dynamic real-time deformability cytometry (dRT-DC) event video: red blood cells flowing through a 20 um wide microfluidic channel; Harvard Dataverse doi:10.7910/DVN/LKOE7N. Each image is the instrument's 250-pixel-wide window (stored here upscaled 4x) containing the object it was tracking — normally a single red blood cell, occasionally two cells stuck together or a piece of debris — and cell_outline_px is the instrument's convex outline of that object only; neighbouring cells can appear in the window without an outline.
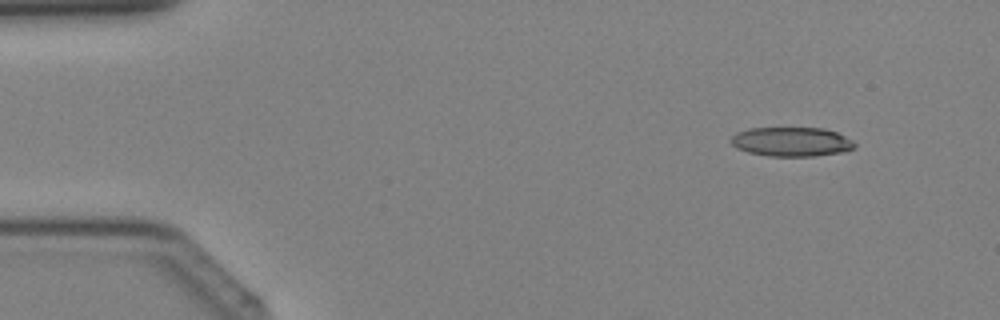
{"species": "Egyptian fruit bat (a non-hibernating species)", "species_latin": "Rousettus aegyptiacus", "temperature_condition": "cold", "stored_images_in_passage": 39, "camera_frame_rate_fps": 3000, "um_per_image_px": 0.085, "animal": {"sex": "female"}, "frame": {"image": 1, "passage_image": 4, "time_ms": 1.0, "image_size_px": [1000, 320], "cell_outline_px": [[856, 148], [848, 152], [812, 156], [768, 156], [748, 152], [736, 148], [728, 140], [736, 132], [748, 128], [824, 128], [836, 132], [852, 140], [856, 144]], "centroid_in_image_um": [67.28, 12.05], "position_along_channel_um": 17.7, "area_um2": 21.39}}
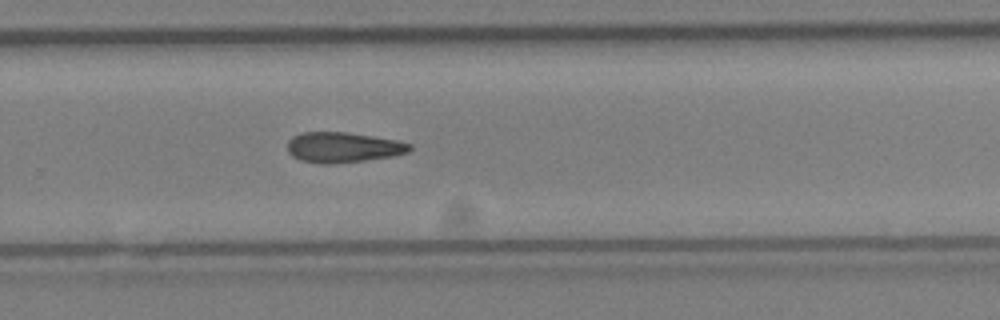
{"frame": {"image": 2, "passage_image": 26, "time_ms": 8.333, "image_size_px": [1000, 320], "cell_outline_px": [[412, 148], [408, 152], [392, 156], [364, 160], [332, 164], [320, 164], [300, 160], [292, 156], [288, 152], [288, 140], [292, 136], [300, 132], [348, 132], [396, 140], [412, 144]], "centroid_in_image_um": [29.13, 12.52], "position_along_channel_um": 300.7, "area_um2": 21.68}}
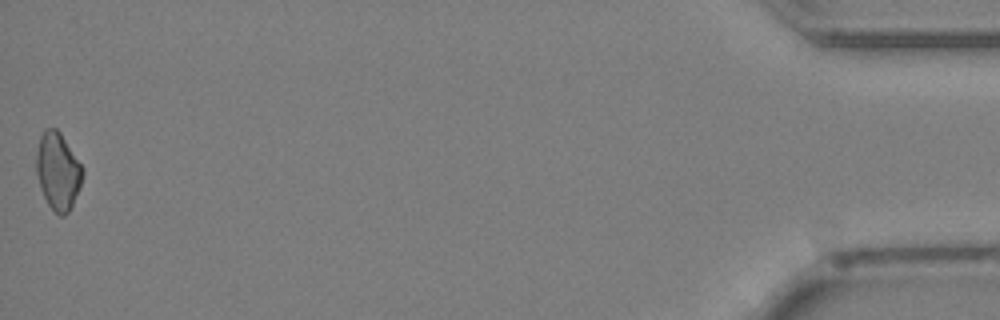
{"frame": {"image": 3, "passage_image": 39, "time_ms": 12.667, "image_size_px": [1000, 320], "cell_outline_px": [[84, 176], [72, 204], [68, 212], [64, 216], [60, 216], [48, 204], [40, 188], [36, 172], [36, 152], [40, 136], [44, 128], [56, 128], [60, 132], [84, 168]], "centroid_in_image_um": [4.92, 14.52], "position_along_channel_um": 430.3, "area_um2": 20.81}}